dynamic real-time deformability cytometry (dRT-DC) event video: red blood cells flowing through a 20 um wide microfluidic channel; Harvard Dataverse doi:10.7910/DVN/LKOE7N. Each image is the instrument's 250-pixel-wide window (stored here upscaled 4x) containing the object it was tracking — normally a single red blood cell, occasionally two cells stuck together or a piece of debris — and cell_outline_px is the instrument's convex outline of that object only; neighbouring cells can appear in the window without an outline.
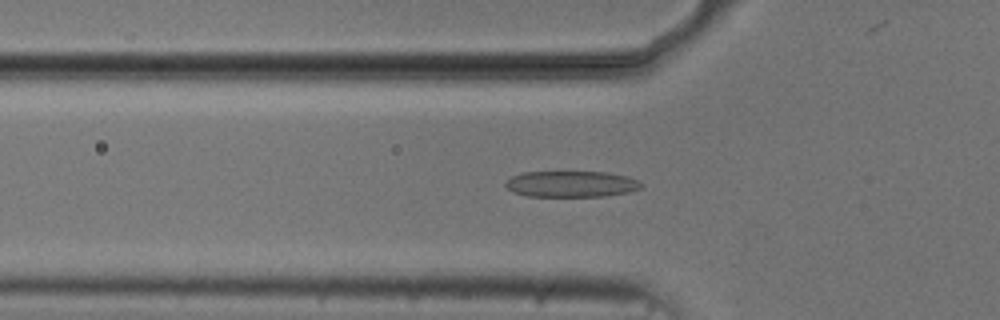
{"species": "common noctule bat (a hibernating species)", "species_latin": "Nyctalus noctula", "temperature_condition": "cold", "stored_images_in_passage": 54, "camera_frame_rate_fps": 3000, "um_per_image_px": 0.085, "animal": {"sex": "male", "body_mass_g": 20.5, "forearm_length_mm": 52.5}, "frame": {"image": 1, "passage_image": 18, "time_ms": 5.667, "image_size_px": [1000, 320], "cell_outline_px": [[644, 184], [640, 188], [628, 192], [604, 196], [528, 196], [512, 192], [504, 184], [512, 176], [524, 172], [604, 172], [628, 176]], "centroid_in_image_um": [48.55, 15.64], "position_along_channel_um": 77.2, "area_um2": 20.52}}
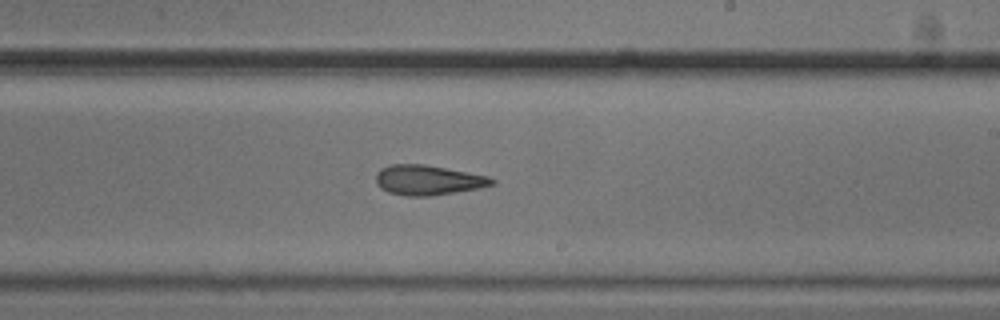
{"frame": {"image": 2, "passage_image": 32, "time_ms": 10.333, "image_size_px": [1000, 320], "cell_outline_px": [[496, 184], [480, 188], [428, 196], [408, 196], [388, 192], [380, 188], [376, 184], [376, 172], [380, 168], [392, 164], [424, 164], [488, 176], [496, 180]], "centroid_in_image_um": [36.37, 15.3], "position_along_channel_um": 252.6, "area_um2": 20.23}}
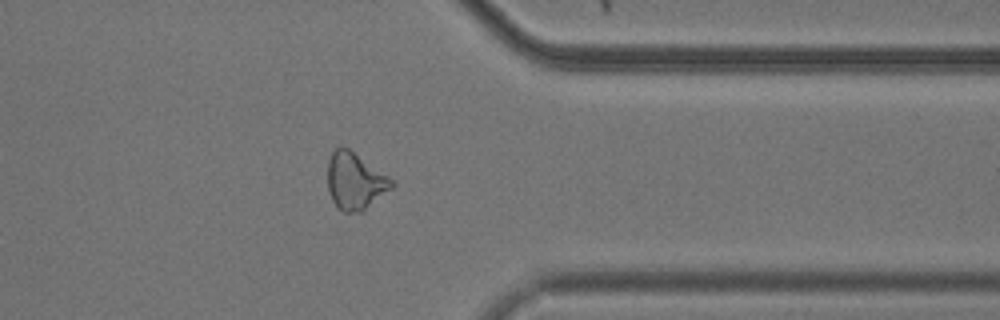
{"frame": {"image": 3, "passage_image": 43, "time_ms": 14.0, "image_size_px": [1000, 320], "cell_outline_px": [[396, 184], [392, 188], [360, 212], [344, 212], [332, 200], [328, 192], [328, 160], [332, 152], [340, 144], [348, 148], [388, 176]], "centroid_in_image_um": [30.16, 15.37], "position_along_channel_um": 381.2, "area_um2": 20.92}, "authors_computed_cell_mechanics": {"area_um2": 20.9814, "velocity_mm_per_s": 3.731, "shape_relaxation_time_tau1_ms": 4.9549, "shape_relaxation_time_tau2_ms": 4.0015, "deformation_change_tau1": 0.1309, "deformation_change_tau2": 0.1458}}